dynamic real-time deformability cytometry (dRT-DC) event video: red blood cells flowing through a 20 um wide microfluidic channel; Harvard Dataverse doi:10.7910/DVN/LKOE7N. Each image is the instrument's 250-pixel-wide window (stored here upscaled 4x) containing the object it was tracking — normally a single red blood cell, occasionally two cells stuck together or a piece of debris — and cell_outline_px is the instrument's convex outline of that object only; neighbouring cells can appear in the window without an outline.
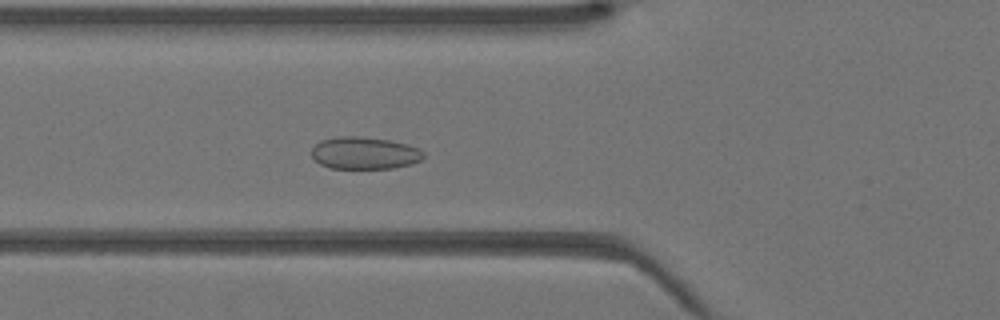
{"species": "Egyptian fruit bat (a non-hibernating species)", "species_latin": "Rousettus aegyptiacus", "temperature_condition": "warm", "stored_images_in_passage": 44, "camera_frame_rate_fps": 3000, "um_per_image_px": 0.085, "animal": {"sex": "female"}, "frame": {"image": 1, "passage_image": 17, "time_ms": 5.333, "image_size_px": [1000, 320], "cell_outline_px": [[424, 156], [420, 160], [412, 164], [392, 168], [332, 168], [320, 164], [312, 156], [312, 148], [320, 140], [336, 136], [360, 136], [388, 140], [408, 144], [420, 148], [424, 152]], "centroid_in_image_um": [31.0, 13.0], "position_along_channel_um": 94.8, "area_um2": 21.1}}
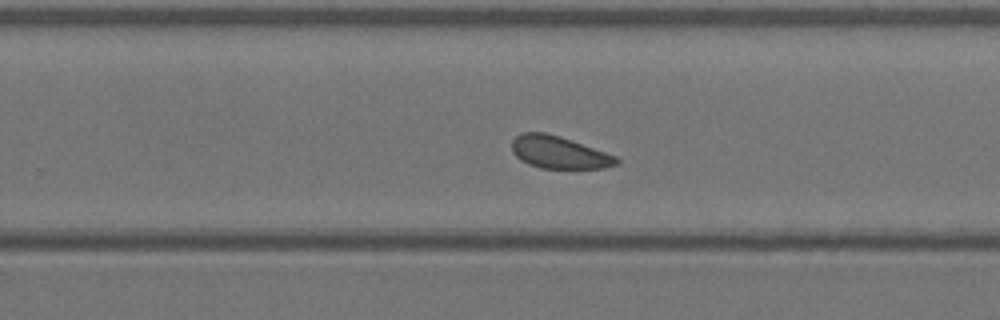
{"frame": {"image": 2, "passage_image": 29, "time_ms": 9.333, "image_size_px": [1000, 320], "cell_outline_px": [[620, 160], [616, 164], [604, 168], [540, 168], [528, 164], [520, 160], [512, 152], [512, 140], [516, 136], [524, 132], [544, 132], [560, 136], [616, 156]], "centroid_in_image_um": [47.48, 12.95], "position_along_channel_um": 282.3, "area_um2": 19.59}}
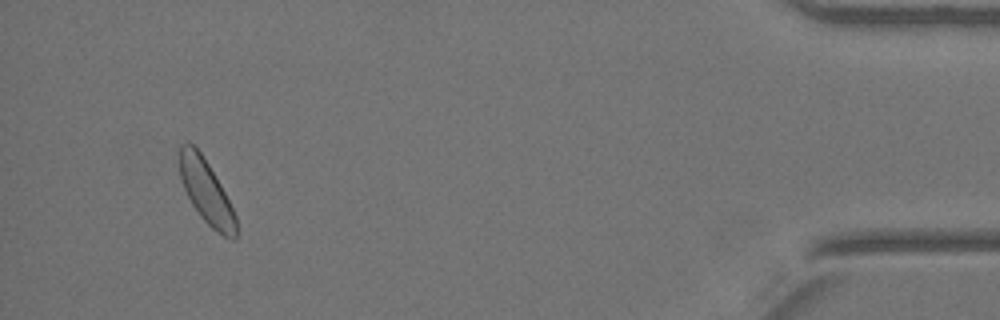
{"frame": {"image": 3, "passage_image": 42, "time_ms": 13.667, "image_size_px": [1000, 320], "cell_outline_px": [[236, 240], [232, 240], [224, 236], [212, 228], [200, 216], [192, 204], [184, 188], [180, 176], [176, 160], [176, 152], [180, 144], [188, 140], [200, 152], [208, 164], [220, 184], [236, 216]], "centroid_in_image_um": [17.46, 16.22], "position_along_channel_um": 417.7, "area_um2": 21.15}}